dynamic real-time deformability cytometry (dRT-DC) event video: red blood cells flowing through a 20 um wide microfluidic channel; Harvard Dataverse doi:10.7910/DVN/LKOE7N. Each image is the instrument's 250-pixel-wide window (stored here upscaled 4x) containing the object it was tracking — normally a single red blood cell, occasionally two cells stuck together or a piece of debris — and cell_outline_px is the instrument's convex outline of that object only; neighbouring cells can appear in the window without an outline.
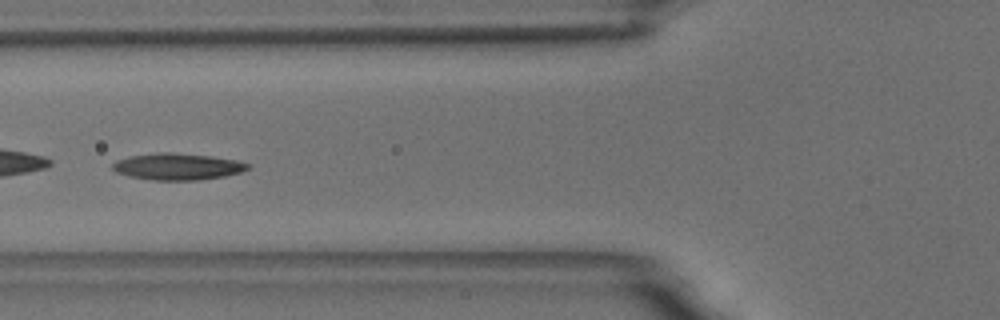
{"species": "common noctule bat (a hibernating species)", "species_latin": "Nyctalus noctula", "temperature_condition": "room temperature", "stored_images_in_passage": 10, "camera_frame_rate_fps": 3000, "um_per_image_px": 0.085, "animal": {"sex": "male", "body_mass_g": 18.8}, "frame": {"image": 1, "passage_image": 5, "time_ms": 4.667, "image_size_px": [1000, 320], "cell_outline_px": [[252, 164], [248, 168], [240, 172], [224, 176], [200, 180], [152, 180], [128, 176], [116, 172], [112, 168], [112, 164], [116, 160], [128, 156], [156, 152], [172, 152], [212, 156], [236, 160]], "centroid_in_image_um": [15.06, 14.15], "position_along_channel_um": 110.7, "area_um2": 21.15}}
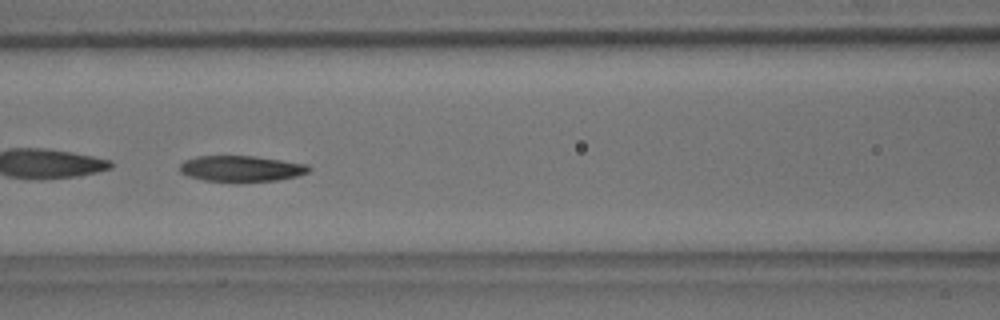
{"frame": {"image": 2, "passage_image": 6, "time_ms": 5.667, "image_size_px": [1000, 320], "cell_outline_px": [[312, 168], [308, 172], [296, 176], [276, 180], [236, 184], [204, 180], [188, 176], [180, 172], [180, 164], [184, 160], [196, 156], [256, 156], [308, 164]], "centroid_in_image_um": [20.49, 14.36], "position_along_channel_um": 146.1, "area_um2": 20.11}}
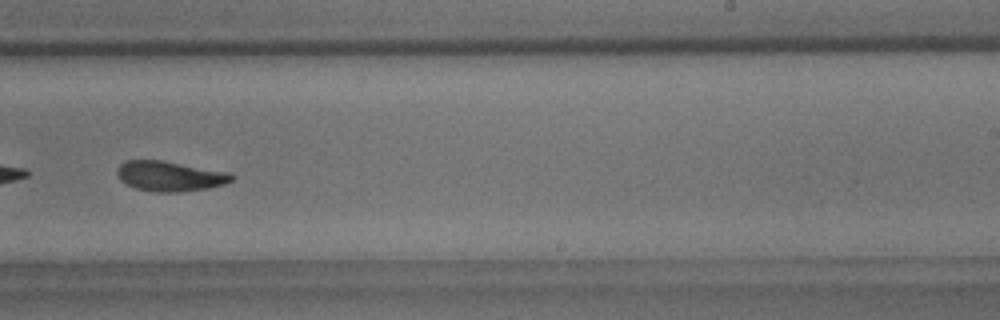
{"frame": {"image": 3, "passage_image": 9, "time_ms": 9.333, "image_size_px": [1000, 320], "cell_outline_px": [[232, 180], [224, 184], [208, 188], [180, 192], [156, 192], [136, 188], [120, 180], [116, 172], [120, 164], [124, 160], [160, 160], [228, 172], [232, 176]], "centroid_in_image_um": [14.4, 14.97], "position_along_channel_um": 274.6, "area_um2": 19.83}}